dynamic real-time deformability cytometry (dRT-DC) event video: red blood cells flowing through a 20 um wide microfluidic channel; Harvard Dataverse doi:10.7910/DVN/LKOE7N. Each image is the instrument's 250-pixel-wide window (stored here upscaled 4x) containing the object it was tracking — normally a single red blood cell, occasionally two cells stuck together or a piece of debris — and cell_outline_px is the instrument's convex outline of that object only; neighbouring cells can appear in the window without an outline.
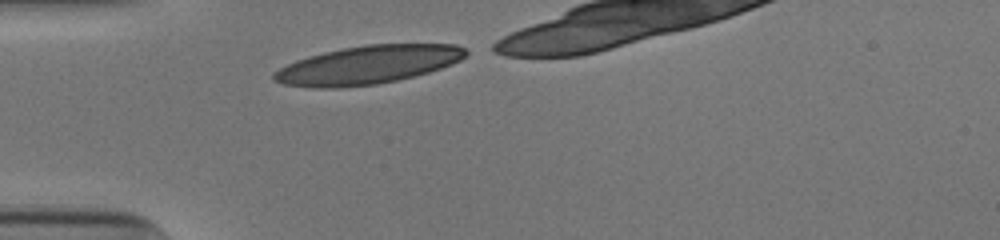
{"species": "human", "species_latin": "Homo sapiens", "temperature_condition": "cold", "stored_images_in_passage": 9, "camera_frame_rate_fps": 3000, "um_per_image_px": 0.085, "donor": {"sex": "male"}, "frame": {"image": 1, "passage_image": 1, "time_ms": 0.0, "image_size_px": [1000, 240], "cell_outline_px": [[468, 52], [460, 60], [452, 64], [428, 72], [396, 80], [376, 84], [340, 88], [312, 88], [284, 84], [272, 80], [272, 72], [296, 60], [308, 56], [324, 52], [344, 48], [368, 44], [456, 44], [464, 48]], "centroid_in_image_um": [31.22, 5.52], "position_along_channel_um": 53.8, "area_um2": 42.71}}
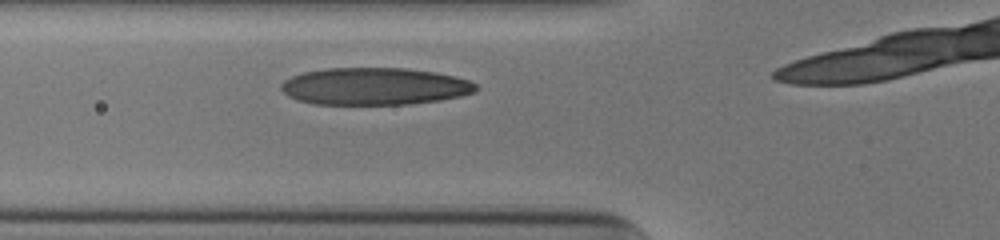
{"frame": {"image": 2, "passage_image": 5, "time_ms": 1.333, "image_size_px": [1000, 240], "cell_outline_px": [[476, 92], [460, 96], [440, 100], [408, 104], [312, 104], [296, 100], [288, 96], [280, 88], [280, 84], [284, 80], [292, 76], [304, 72], [324, 68], [404, 68], [436, 72], [456, 76], [468, 80], [476, 84]], "centroid_in_image_um": [31.81, 7.33], "position_along_channel_um": 94.0, "area_um2": 42.43}}
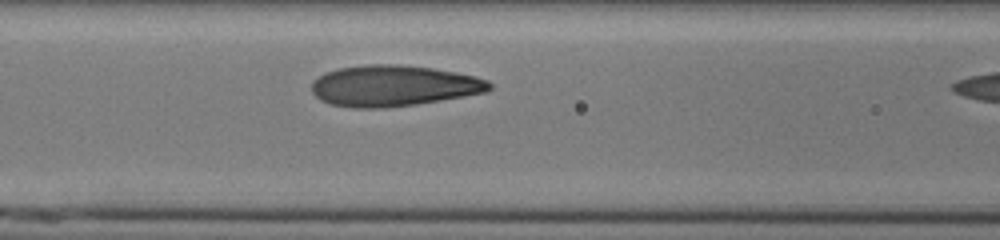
{"frame": {"image": 3, "passage_image": 8, "time_ms": 2.333, "image_size_px": [1000, 240], "cell_outline_px": [[492, 88], [488, 92], [416, 104], [384, 108], [352, 108], [332, 104], [320, 100], [312, 92], [312, 80], [324, 72], [340, 68], [368, 64], [396, 64], [432, 68], [456, 72], [476, 76], [488, 80], [492, 84]], "centroid_in_image_um": [33.45, 7.29], "position_along_channel_um": 133.1, "area_um2": 42.66}}